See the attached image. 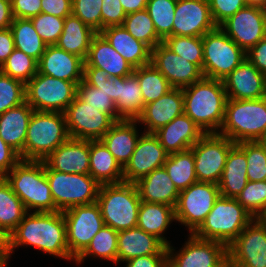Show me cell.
I'll use <instances>...</instances> for the list:
<instances>
[{
	"label": "cell",
	"instance_id": "cell-28",
	"mask_svg": "<svg viewBox=\"0 0 266 267\" xmlns=\"http://www.w3.org/2000/svg\"><path fill=\"white\" fill-rule=\"evenodd\" d=\"M84 67H94L105 71L109 77H127L134 72V68L97 33L92 41L84 60Z\"/></svg>",
	"mask_w": 266,
	"mask_h": 267
},
{
	"label": "cell",
	"instance_id": "cell-45",
	"mask_svg": "<svg viewBox=\"0 0 266 267\" xmlns=\"http://www.w3.org/2000/svg\"><path fill=\"white\" fill-rule=\"evenodd\" d=\"M0 71L26 85L38 73V61L15 48Z\"/></svg>",
	"mask_w": 266,
	"mask_h": 267
},
{
	"label": "cell",
	"instance_id": "cell-29",
	"mask_svg": "<svg viewBox=\"0 0 266 267\" xmlns=\"http://www.w3.org/2000/svg\"><path fill=\"white\" fill-rule=\"evenodd\" d=\"M111 83V99L115 103L118 114L127 120H136L144 107L141 87L137 77H109Z\"/></svg>",
	"mask_w": 266,
	"mask_h": 267
},
{
	"label": "cell",
	"instance_id": "cell-55",
	"mask_svg": "<svg viewBox=\"0 0 266 267\" xmlns=\"http://www.w3.org/2000/svg\"><path fill=\"white\" fill-rule=\"evenodd\" d=\"M20 160V155L0 137V175L4 177Z\"/></svg>",
	"mask_w": 266,
	"mask_h": 267
},
{
	"label": "cell",
	"instance_id": "cell-21",
	"mask_svg": "<svg viewBox=\"0 0 266 267\" xmlns=\"http://www.w3.org/2000/svg\"><path fill=\"white\" fill-rule=\"evenodd\" d=\"M79 99L98 110L109 114L116 122L124 120L111 99L109 75L101 69L83 67V80L77 85Z\"/></svg>",
	"mask_w": 266,
	"mask_h": 267
},
{
	"label": "cell",
	"instance_id": "cell-27",
	"mask_svg": "<svg viewBox=\"0 0 266 267\" xmlns=\"http://www.w3.org/2000/svg\"><path fill=\"white\" fill-rule=\"evenodd\" d=\"M117 244V263L140 256L167 254V246L160 239L137 226L118 231Z\"/></svg>",
	"mask_w": 266,
	"mask_h": 267
},
{
	"label": "cell",
	"instance_id": "cell-50",
	"mask_svg": "<svg viewBox=\"0 0 266 267\" xmlns=\"http://www.w3.org/2000/svg\"><path fill=\"white\" fill-rule=\"evenodd\" d=\"M36 32L46 45H55L63 31L64 20L58 16L41 12L39 15L30 18Z\"/></svg>",
	"mask_w": 266,
	"mask_h": 267
},
{
	"label": "cell",
	"instance_id": "cell-23",
	"mask_svg": "<svg viewBox=\"0 0 266 267\" xmlns=\"http://www.w3.org/2000/svg\"><path fill=\"white\" fill-rule=\"evenodd\" d=\"M89 156L90 140L69 138L42 161L55 171L89 174Z\"/></svg>",
	"mask_w": 266,
	"mask_h": 267
},
{
	"label": "cell",
	"instance_id": "cell-19",
	"mask_svg": "<svg viewBox=\"0 0 266 267\" xmlns=\"http://www.w3.org/2000/svg\"><path fill=\"white\" fill-rule=\"evenodd\" d=\"M150 64L168 80L172 88L183 89L203 77L195 64L175 54L163 42L151 50Z\"/></svg>",
	"mask_w": 266,
	"mask_h": 267
},
{
	"label": "cell",
	"instance_id": "cell-18",
	"mask_svg": "<svg viewBox=\"0 0 266 267\" xmlns=\"http://www.w3.org/2000/svg\"><path fill=\"white\" fill-rule=\"evenodd\" d=\"M169 153L154 133H143L129 162L123 168V182L136 183L153 170L163 167Z\"/></svg>",
	"mask_w": 266,
	"mask_h": 267
},
{
	"label": "cell",
	"instance_id": "cell-34",
	"mask_svg": "<svg viewBox=\"0 0 266 267\" xmlns=\"http://www.w3.org/2000/svg\"><path fill=\"white\" fill-rule=\"evenodd\" d=\"M247 160L245 151L235 144L229 151L218 183L220 195L236 198L247 185Z\"/></svg>",
	"mask_w": 266,
	"mask_h": 267
},
{
	"label": "cell",
	"instance_id": "cell-41",
	"mask_svg": "<svg viewBox=\"0 0 266 267\" xmlns=\"http://www.w3.org/2000/svg\"><path fill=\"white\" fill-rule=\"evenodd\" d=\"M117 240L118 231L107 225H103L92 238L87 248L75 259L76 264L81 263L89 256L99 257L117 263Z\"/></svg>",
	"mask_w": 266,
	"mask_h": 267
},
{
	"label": "cell",
	"instance_id": "cell-64",
	"mask_svg": "<svg viewBox=\"0 0 266 267\" xmlns=\"http://www.w3.org/2000/svg\"><path fill=\"white\" fill-rule=\"evenodd\" d=\"M258 218L266 225V209Z\"/></svg>",
	"mask_w": 266,
	"mask_h": 267
},
{
	"label": "cell",
	"instance_id": "cell-35",
	"mask_svg": "<svg viewBox=\"0 0 266 267\" xmlns=\"http://www.w3.org/2000/svg\"><path fill=\"white\" fill-rule=\"evenodd\" d=\"M89 175L100 185L123 182V168L101 140H90Z\"/></svg>",
	"mask_w": 266,
	"mask_h": 267
},
{
	"label": "cell",
	"instance_id": "cell-61",
	"mask_svg": "<svg viewBox=\"0 0 266 267\" xmlns=\"http://www.w3.org/2000/svg\"><path fill=\"white\" fill-rule=\"evenodd\" d=\"M11 250H10V235L0 229V261L7 266L8 259L10 256Z\"/></svg>",
	"mask_w": 266,
	"mask_h": 267
},
{
	"label": "cell",
	"instance_id": "cell-14",
	"mask_svg": "<svg viewBox=\"0 0 266 267\" xmlns=\"http://www.w3.org/2000/svg\"><path fill=\"white\" fill-rule=\"evenodd\" d=\"M188 239L177 254L172 246H167L168 267H228L227 247L223 243L200 239L194 234Z\"/></svg>",
	"mask_w": 266,
	"mask_h": 267
},
{
	"label": "cell",
	"instance_id": "cell-3",
	"mask_svg": "<svg viewBox=\"0 0 266 267\" xmlns=\"http://www.w3.org/2000/svg\"><path fill=\"white\" fill-rule=\"evenodd\" d=\"M4 178L27 211L55 212L50 185L42 160L21 159Z\"/></svg>",
	"mask_w": 266,
	"mask_h": 267
},
{
	"label": "cell",
	"instance_id": "cell-17",
	"mask_svg": "<svg viewBox=\"0 0 266 267\" xmlns=\"http://www.w3.org/2000/svg\"><path fill=\"white\" fill-rule=\"evenodd\" d=\"M219 27L245 52L266 36V20L259 6H245Z\"/></svg>",
	"mask_w": 266,
	"mask_h": 267
},
{
	"label": "cell",
	"instance_id": "cell-15",
	"mask_svg": "<svg viewBox=\"0 0 266 267\" xmlns=\"http://www.w3.org/2000/svg\"><path fill=\"white\" fill-rule=\"evenodd\" d=\"M228 267H266V225L253 220L227 247Z\"/></svg>",
	"mask_w": 266,
	"mask_h": 267
},
{
	"label": "cell",
	"instance_id": "cell-40",
	"mask_svg": "<svg viewBox=\"0 0 266 267\" xmlns=\"http://www.w3.org/2000/svg\"><path fill=\"white\" fill-rule=\"evenodd\" d=\"M10 29L15 48L39 61L47 45L36 32L31 20L14 18Z\"/></svg>",
	"mask_w": 266,
	"mask_h": 267
},
{
	"label": "cell",
	"instance_id": "cell-57",
	"mask_svg": "<svg viewBox=\"0 0 266 267\" xmlns=\"http://www.w3.org/2000/svg\"><path fill=\"white\" fill-rule=\"evenodd\" d=\"M246 59L266 76V36L246 52Z\"/></svg>",
	"mask_w": 266,
	"mask_h": 267
},
{
	"label": "cell",
	"instance_id": "cell-36",
	"mask_svg": "<svg viewBox=\"0 0 266 267\" xmlns=\"http://www.w3.org/2000/svg\"><path fill=\"white\" fill-rule=\"evenodd\" d=\"M97 34L74 14L68 15L64 20L63 31L55 44L66 52L86 59L91 41Z\"/></svg>",
	"mask_w": 266,
	"mask_h": 267
},
{
	"label": "cell",
	"instance_id": "cell-31",
	"mask_svg": "<svg viewBox=\"0 0 266 267\" xmlns=\"http://www.w3.org/2000/svg\"><path fill=\"white\" fill-rule=\"evenodd\" d=\"M34 109L25 101L0 115V137L24 160L27 128Z\"/></svg>",
	"mask_w": 266,
	"mask_h": 267
},
{
	"label": "cell",
	"instance_id": "cell-32",
	"mask_svg": "<svg viewBox=\"0 0 266 267\" xmlns=\"http://www.w3.org/2000/svg\"><path fill=\"white\" fill-rule=\"evenodd\" d=\"M135 185L141 201L166 204L175 208L180 192L164 166L142 177Z\"/></svg>",
	"mask_w": 266,
	"mask_h": 267
},
{
	"label": "cell",
	"instance_id": "cell-53",
	"mask_svg": "<svg viewBox=\"0 0 266 267\" xmlns=\"http://www.w3.org/2000/svg\"><path fill=\"white\" fill-rule=\"evenodd\" d=\"M101 30L109 26L123 25L127 14L120 0H102Z\"/></svg>",
	"mask_w": 266,
	"mask_h": 267
},
{
	"label": "cell",
	"instance_id": "cell-7",
	"mask_svg": "<svg viewBox=\"0 0 266 267\" xmlns=\"http://www.w3.org/2000/svg\"><path fill=\"white\" fill-rule=\"evenodd\" d=\"M69 138L64 113L33 111L24 144V160H44Z\"/></svg>",
	"mask_w": 266,
	"mask_h": 267
},
{
	"label": "cell",
	"instance_id": "cell-25",
	"mask_svg": "<svg viewBox=\"0 0 266 267\" xmlns=\"http://www.w3.org/2000/svg\"><path fill=\"white\" fill-rule=\"evenodd\" d=\"M84 60L56 45H47L38 61V72L70 82L83 80Z\"/></svg>",
	"mask_w": 266,
	"mask_h": 267
},
{
	"label": "cell",
	"instance_id": "cell-38",
	"mask_svg": "<svg viewBox=\"0 0 266 267\" xmlns=\"http://www.w3.org/2000/svg\"><path fill=\"white\" fill-rule=\"evenodd\" d=\"M28 213L4 177L0 178V229L9 235Z\"/></svg>",
	"mask_w": 266,
	"mask_h": 267
},
{
	"label": "cell",
	"instance_id": "cell-47",
	"mask_svg": "<svg viewBox=\"0 0 266 267\" xmlns=\"http://www.w3.org/2000/svg\"><path fill=\"white\" fill-rule=\"evenodd\" d=\"M238 145L245 151L248 181H266V147L260 141Z\"/></svg>",
	"mask_w": 266,
	"mask_h": 267
},
{
	"label": "cell",
	"instance_id": "cell-51",
	"mask_svg": "<svg viewBox=\"0 0 266 267\" xmlns=\"http://www.w3.org/2000/svg\"><path fill=\"white\" fill-rule=\"evenodd\" d=\"M102 0H72V14L95 32L101 31Z\"/></svg>",
	"mask_w": 266,
	"mask_h": 267
},
{
	"label": "cell",
	"instance_id": "cell-11",
	"mask_svg": "<svg viewBox=\"0 0 266 267\" xmlns=\"http://www.w3.org/2000/svg\"><path fill=\"white\" fill-rule=\"evenodd\" d=\"M220 196L218 184L196 182L187 189L180 191L174 208L175 221L188 227L194 234L205 221Z\"/></svg>",
	"mask_w": 266,
	"mask_h": 267
},
{
	"label": "cell",
	"instance_id": "cell-59",
	"mask_svg": "<svg viewBox=\"0 0 266 267\" xmlns=\"http://www.w3.org/2000/svg\"><path fill=\"white\" fill-rule=\"evenodd\" d=\"M15 49L14 38L10 28L0 30V67Z\"/></svg>",
	"mask_w": 266,
	"mask_h": 267
},
{
	"label": "cell",
	"instance_id": "cell-67",
	"mask_svg": "<svg viewBox=\"0 0 266 267\" xmlns=\"http://www.w3.org/2000/svg\"><path fill=\"white\" fill-rule=\"evenodd\" d=\"M0 267H6V266L0 261Z\"/></svg>",
	"mask_w": 266,
	"mask_h": 267
},
{
	"label": "cell",
	"instance_id": "cell-56",
	"mask_svg": "<svg viewBox=\"0 0 266 267\" xmlns=\"http://www.w3.org/2000/svg\"><path fill=\"white\" fill-rule=\"evenodd\" d=\"M41 12L66 18L72 14V0H41Z\"/></svg>",
	"mask_w": 266,
	"mask_h": 267
},
{
	"label": "cell",
	"instance_id": "cell-58",
	"mask_svg": "<svg viewBox=\"0 0 266 267\" xmlns=\"http://www.w3.org/2000/svg\"><path fill=\"white\" fill-rule=\"evenodd\" d=\"M126 267H167V254H152L126 261Z\"/></svg>",
	"mask_w": 266,
	"mask_h": 267
},
{
	"label": "cell",
	"instance_id": "cell-39",
	"mask_svg": "<svg viewBox=\"0 0 266 267\" xmlns=\"http://www.w3.org/2000/svg\"><path fill=\"white\" fill-rule=\"evenodd\" d=\"M163 166L179 192L198 182L191 149L169 154Z\"/></svg>",
	"mask_w": 266,
	"mask_h": 267
},
{
	"label": "cell",
	"instance_id": "cell-8",
	"mask_svg": "<svg viewBox=\"0 0 266 267\" xmlns=\"http://www.w3.org/2000/svg\"><path fill=\"white\" fill-rule=\"evenodd\" d=\"M203 77L224 80L244 60L246 52L217 26L202 37Z\"/></svg>",
	"mask_w": 266,
	"mask_h": 267
},
{
	"label": "cell",
	"instance_id": "cell-54",
	"mask_svg": "<svg viewBox=\"0 0 266 267\" xmlns=\"http://www.w3.org/2000/svg\"><path fill=\"white\" fill-rule=\"evenodd\" d=\"M41 0H11L14 18L30 19L41 13Z\"/></svg>",
	"mask_w": 266,
	"mask_h": 267
},
{
	"label": "cell",
	"instance_id": "cell-12",
	"mask_svg": "<svg viewBox=\"0 0 266 267\" xmlns=\"http://www.w3.org/2000/svg\"><path fill=\"white\" fill-rule=\"evenodd\" d=\"M235 144L226 136L218 133H205L190 148L193 151L198 182L219 183L227 155Z\"/></svg>",
	"mask_w": 266,
	"mask_h": 267
},
{
	"label": "cell",
	"instance_id": "cell-10",
	"mask_svg": "<svg viewBox=\"0 0 266 267\" xmlns=\"http://www.w3.org/2000/svg\"><path fill=\"white\" fill-rule=\"evenodd\" d=\"M39 72L25 85L26 102L41 112L64 113L77 95V85Z\"/></svg>",
	"mask_w": 266,
	"mask_h": 267
},
{
	"label": "cell",
	"instance_id": "cell-5",
	"mask_svg": "<svg viewBox=\"0 0 266 267\" xmlns=\"http://www.w3.org/2000/svg\"><path fill=\"white\" fill-rule=\"evenodd\" d=\"M252 220L253 216L235 198L220 195L194 235L228 247Z\"/></svg>",
	"mask_w": 266,
	"mask_h": 267
},
{
	"label": "cell",
	"instance_id": "cell-4",
	"mask_svg": "<svg viewBox=\"0 0 266 267\" xmlns=\"http://www.w3.org/2000/svg\"><path fill=\"white\" fill-rule=\"evenodd\" d=\"M234 143L260 141L266 133V96L261 99H227L221 131Z\"/></svg>",
	"mask_w": 266,
	"mask_h": 267
},
{
	"label": "cell",
	"instance_id": "cell-16",
	"mask_svg": "<svg viewBox=\"0 0 266 267\" xmlns=\"http://www.w3.org/2000/svg\"><path fill=\"white\" fill-rule=\"evenodd\" d=\"M70 138L100 140L116 123L107 113L85 103L77 96L64 112Z\"/></svg>",
	"mask_w": 266,
	"mask_h": 267
},
{
	"label": "cell",
	"instance_id": "cell-30",
	"mask_svg": "<svg viewBox=\"0 0 266 267\" xmlns=\"http://www.w3.org/2000/svg\"><path fill=\"white\" fill-rule=\"evenodd\" d=\"M99 33L134 69L150 64L152 49L132 37L122 25L106 27Z\"/></svg>",
	"mask_w": 266,
	"mask_h": 267
},
{
	"label": "cell",
	"instance_id": "cell-46",
	"mask_svg": "<svg viewBox=\"0 0 266 267\" xmlns=\"http://www.w3.org/2000/svg\"><path fill=\"white\" fill-rule=\"evenodd\" d=\"M163 43L175 54L195 64L201 71L203 65L202 37L169 36Z\"/></svg>",
	"mask_w": 266,
	"mask_h": 267
},
{
	"label": "cell",
	"instance_id": "cell-48",
	"mask_svg": "<svg viewBox=\"0 0 266 267\" xmlns=\"http://www.w3.org/2000/svg\"><path fill=\"white\" fill-rule=\"evenodd\" d=\"M235 199L253 218H258L266 209V181H248Z\"/></svg>",
	"mask_w": 266,
	"mask_h": 267
},
{
	"label": "cell",
	"instance_id": "cell-65",
	"mask_svg": "<svg viewBox=\"0 0 266 267\" xmlns=\"http://www.w3.org/2000/svg\"><path fill=\"white\" fill-rule=\"evenodd\" d=\"M261 8H262V11H263V16H264V18H265V20H266V1H265L264 4L261 6Z\"/></svg>",
	"mask_w": 266,
	"mask_h": 267
},
{
	"label": "cell",
	"instance_id": "cell-42",
	"mask_svg": "<svg viewBox=\"0 0 266 267\" xmlns=\"http://www.w3.org/2000/svg\"><path fill=\"white\" fill-rule=\"evenodd\" d=\"M133 74L139 81L144 106L172 89L168 80L152 64L135 68Z\"/></svg>",
	"mask_w": 266,
	"mask_h": 267
},
{
	"label": "cell",
	"instance_id": "cell-2",
	"mask_svg": "<svg viewBox=\"0 0 266 267\" xmlns=\"http://www.w3.org/2000/svg\"><path fill=\"white\" fill-rule=\"evenodd\" d=\"M182 91L184 113L204 133L219 132L224 121L228 99L223 81L202 77Z\"/></svg>",
	"mask_w": 266,
	"mask_h": 267
},
{
	"label": "cell",
	"instance_id": "cell-6",
	"mask_svg": "<svg viewBox=\"0 0 266 267\" xmlns=\"http://www.w3.org/2000/svg\"><path fill=\"white\" fill-rule=\"evenodd\" d=\"M97 203L104 225L116 231L137 226L141 199L135 183L102 184Z\"/></svg>",
	"mask_w": 266,
	"mask_h": 267
},
{
	"label": "cell",
	"instance_id": "cell-9",
	"mask_svg": "<svg viewBox=\"0 0 266 267\" xmlns=\"http://www.w3.org/2000/svg\"><path fill=\"white\" fill-rule=\"evenodd\" d=\"M45 173L55 203V212L97 202L101 185L91 175L59 172L46 164Z\"/></svg>",
	"mask_w": 266,
	"mask_h": 267
},
{
	"label": "cell",
	"instance_id": "cell-52",
	"mask_svg": "<svg viewBox=\"0 0 266 267\" xmlns=\"http://www.w3.org/2000/svg\"><path fill=\"white\" fill-rule=\"evenodd\" d=\"M208 3L212 19L217 26L248 5L246 0H208Z\"/></svg>",
	"mask_w": 266,
	"mask_h": 267
},
{
	"label": "cell",
	"instance_id": "cell-1",
	"mask_svg": "<svg viewBox=\"0 0 266 267\" xmlns=\"http://www.w3.org/2000/svg\"><path fill=\"white\" fill-rule=\"evenodd\" d=\"M30 245L62 259L75 260L69 253L62 211L27 213L10 234V250Z\"/></svg>",
	"mask_w": 266,
	"mask_h": 267
},
{
	"label": "cell",
	"instance_id": "cell-63",
	"mask_svg": "<svg viewBox=\"0 0 266 267\" xmlns=\"http://www.w3.org/2000/svg\"><path fill=\"white\" fill-rule=\"evenodd\" d=\"M266 0H246L248 5L261 7Z\"/></svg>",
	"mask_w": 266,
	"mask_h": 267
},
{
	"label": "cell",
	"instance_id": "cell-66",
	"mask_svg": "<svg viewBox=\"0 0 266 267\" xmlns=\"http://www.w3.org/2000/svg\"><path fill=\"white\" fill-rule=\"evenodd\" d=\"M260 142L266 147V133L264 134Z\"/></svg>",
	"mask_w": 266,
	"mask_h": 267
},
{
	"label": "cell",
	"instance_id": "cell-44",
	"mask_svg": "<svg viewBox=\"0 0 266 267\" xmlns=\"http://www.w3.org/2000/svg\"><path fill=\"white\" fill-rule=\"evenodd\" d=\"M177 0H149L146 10L151 17L157 35L164 41L173 36Z\"/></svg>",
	"mask_w": 266,
	"mask_h": 267
},
{
	"label": "cell",
	"instance_id": "cell-13",
	"mask_svg": "<svg viewBox=\"0 0 266 267\" xmlns=\"http://www.w3.org/2000/svg\"><path fill=\"white\" fill-rule=\"evenodd\" d=\"M62 213L66 223L69 253L76 259L103 227L101 209L95 202L88 205H76Z\"/></svg>",
	"mask_w": 266,
	"mask_h": 267
},
{
	"label": "cell",
	"instance_id": "cell-33",
	"mask_svg": "<svg viewBox=\"0 0 266 267\" xmlns=\"http://www.w3.org/2000/svg\"><path fill=\"white\" fill-rule=\"evenodd\" d=\"M136 120L117 121L100 139L122 168L129 162L139 140Z\"/></svg>",
	"mask_w": 266,
	"mask_h": 267
},
{
	"label": "cell",
	"instance_id": "cell-26",
	"mask_svg": "<svg viewBox=\"0 0 266 267\" xmlns=\"http://www.w3.org/2000/svg\"><path fill=\"white\" fill-rule=\"evenodd\" d=\"M204 134L203 130L185 113L154 132L169 154L190 149Z\"/></svg>",
	"mask_w": 266,
	"mask_h": 267
},
{
	"label": "cell",
	"instance_id": "cell-22",
	"mask_svg": "<svg viewBox=\"0 0 266 267\" xmlns=\"http://www.w3.org/2000/svg\"><path fill=\"white\" fill-rule=\"evenodd\" d=\"M228 99L250 100L266 96V76L247 59L224 80Z\"/></svg>",
	"mask_w": 266,
	"mask_h": 267
},
{
	"label": "cell",
	"instance_id": "cell-20",
	"mask_svg": "<svg viewBox=\"0 0 266 267\" xmlns=\"http://www.w3.org/2000/svg\"><path fill=\"white\" fill-rule=\"evenodd\" d=\"M216 27L208 0H177L173 36L203 37Z\"/></svg>",
	"mask_w": 266,
	"mask_h": 267
},
{
	"label": "cell",
	"instance_id": "cell-43",
	"mask_svg": "<svg viewBox=\"0 0 266 267\" xmlns=\"http://www.w3.org/2000/svg\"><path fill=\"white\" fill-rule=\"evenodd\" d=\"M122 26L132 37L142 41L151 49L163 42L157 35L153 21L146 9L127 14Z\"/></svg>",
	"mask_w": 266,
	"mask_h": 267
},
{
	"label": "cell",
	"instance_id": "cell-49",
	"mask_svg": "<svg viewBox=\"0 0 266 267\" xmlns=\"http://www.w3.org/2000/svg\"><path fill=\"white\" fill-rule=\"evenodd\" d=\"M25 101V84L0 71V115Z\"/></svg>",
	"mask_w": 266,
	"mask_h": 267
},
{
	"label": "cell",
	"instance_id": "cell-60",
	"mask_svg": "<svg viewBox=\"0 0 266 267\" xmlns=\"http://www.w3.org/2000/svg\"><path fill=\"white\" fill-rule=\"evenodd\" d=\"M13 20L11 0H0V30L10 28Z\"/></svg>",
	"mask_w": 266,
	"mask_h": 267
},
{
	"label": "cell",
	"instance_id": "cell-62",
	"mask_svg": "<svg viewBox=\"0 0 266 267\" xmlns=\"http://www.w3.org/2000/svg\"><path fill=\"white\" fill-rule=\"evenodd\" d=\"M149 0H120L126 14L146 9Z\"/></svg>",
	"mask_w": 266,
	"mask_h": 267
},
{
	"label": "cell",
	"instance_id": "cell-37",
	"mask_svg": "<svg viewBox=\"0 0 266 267\" xmlns=\"http://www.w3.org/2000/svg\"><path fill=\"white\" fill-rule=\"evenodd\" d=\"M173 220H175L174 207L161 203L141 201L137 227L148 234L154 235L166 246H169L170 243L162 236V233L166 231Z\"/></svg>",
	"mask_w": 266,
	"mask_h": 267
},
{
	"label": "cell",
	"instance_id": "cell-24",
	"mask_svg": "<svg viewBox=\"0 0 266 267\" xmlns=\"http://www.w3.org/2000/svg\"><path fill=\"white\" fill-rule=\"evenodd\" d=\"M183 113V91L172 88L159 99L147 103L136 121L147 125L145 133H154Z\"/></svg>",
	"mask_w": 266,
	"mask_h": 267
}]
</instances>
